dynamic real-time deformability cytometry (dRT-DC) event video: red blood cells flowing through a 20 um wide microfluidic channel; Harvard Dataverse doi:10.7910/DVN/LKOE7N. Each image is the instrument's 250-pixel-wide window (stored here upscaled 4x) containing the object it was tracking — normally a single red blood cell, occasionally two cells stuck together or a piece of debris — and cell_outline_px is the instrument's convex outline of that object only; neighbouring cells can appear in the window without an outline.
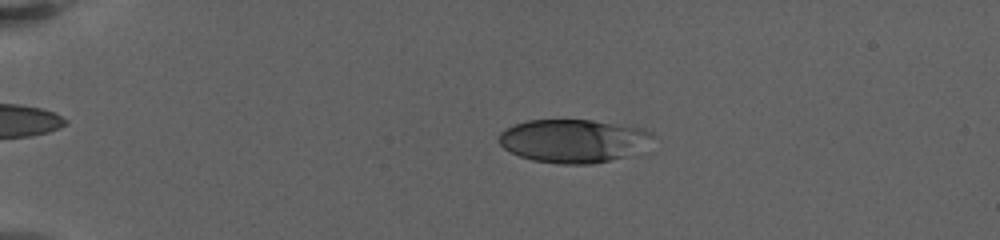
{"species": "human", "species_latin": "Homo sapiens", "temperature_condition": "warm", "stored_images_in_passage": 22, "camera_frame_rate_fps": 3000, "um_per_image_px": 0.085, "donor": {"sex": "female"}, "frame": {"image": 1, "passage_image": 11, "time_ms": 4.333, "image_size_px": [1000, 240], "cell_outline_px": [[660, 136], [632, 152], [624, 156], [592, 164], [560, 164], [532, 160], [520, 156], [504, 148], [500, 144], [500, 132], [516, 124], [528, 120], [592, 120], [644, 128]], "centroid_in_image_um": [48.76, 11.96], "position_along_channel_um": 36.2, "area_um2": 38.49}}
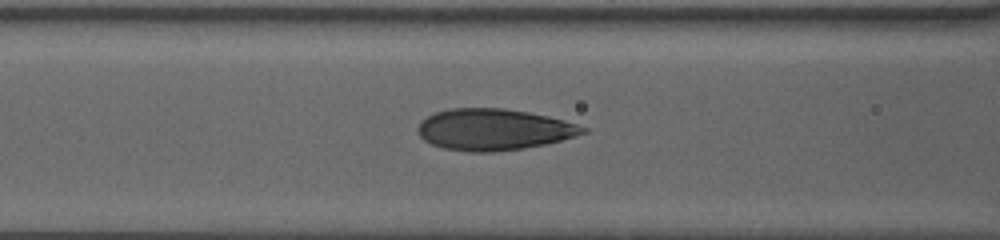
{"frame": {"image": 2, "passage_image": 19, "time_ms": 9.0, "image_size_px": [1000, 240], "cell_outline_px": [[588, 132], [576, 136], [544, 144], [524, 148], [492, 152], [468, 152], [444, 148], [432, 144], [424, 140], [420, 136], [416, 128], [420, 120], [436, 112], [448, 108], [504, 108], [528, 112], [548, 116], [564, 120], [588, 128]], "centroid_in_image_um": [41.94, 11.0], "position_along_channel_um": 124.7, "area_um2": 39.88}}
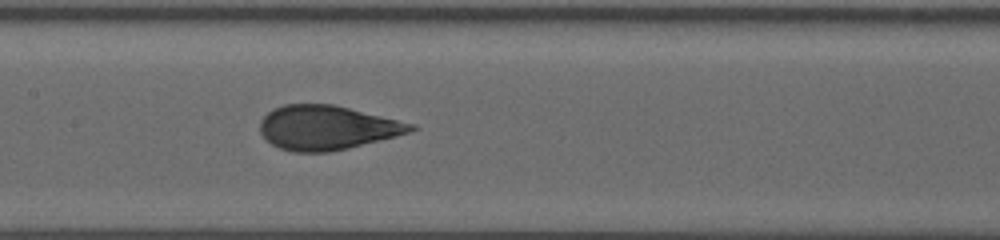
{"frame": {"image": 3, "passage_image": 22, "time_ms": 10.667, "image_size_px": [1000, 240], "cell_outline_px": [[420, 128], [396, 136], [348, 148], [328, 152], [292, 152], [280, 148], [272, 144], [260, 132], [260, 120], [268, 112], [284, 104], [332, 104], [416, 124]], "centroid_in_image_um": [27.8, 10.85], "position_along_channel_um": 179.6, "area_um2": 38.67}}